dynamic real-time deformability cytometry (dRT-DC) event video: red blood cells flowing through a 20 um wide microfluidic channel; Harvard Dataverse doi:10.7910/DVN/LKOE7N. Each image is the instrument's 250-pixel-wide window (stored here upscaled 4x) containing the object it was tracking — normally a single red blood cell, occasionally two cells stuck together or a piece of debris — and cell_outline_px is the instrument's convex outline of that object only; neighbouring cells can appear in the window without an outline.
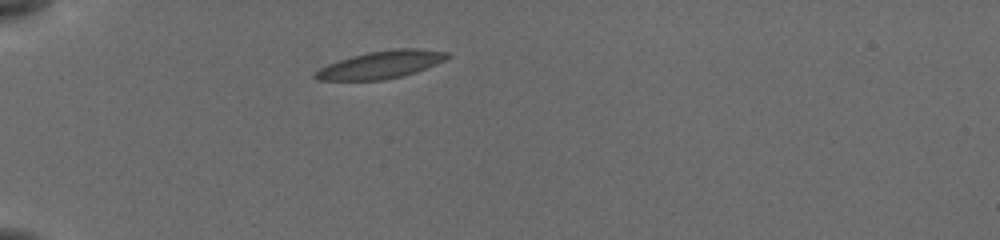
{"species": "common noctule bat (a hibernating species)", "species_latin": "Nyctalus noctula", "temperature_condition": "cold", "stored_images_in_passage": 39, "camera_frame_rate_fps": 3000, "um_per_image_px": 0.085, "animal": {"sex": "female", "body_mass_g": 19.5, "forearm_length_mm": 54.1}, "frame": {"image": 1, "passage_image": 1, "time_ms": 0.0, "image_size_px": [1000, 240], "cell_outline_px": [[452, 56], [444, 60], [416, 72], [384, 80], [316, 80], [312, 76], [320, 68], [328, 64], [352, 56], [368, 52], [396, 48], [412, 48], [448, 52]], "centroid_in_image_um": [32.38, 5.5], "position_along_channel_um": 52.6, "area_um2": 20.98}}
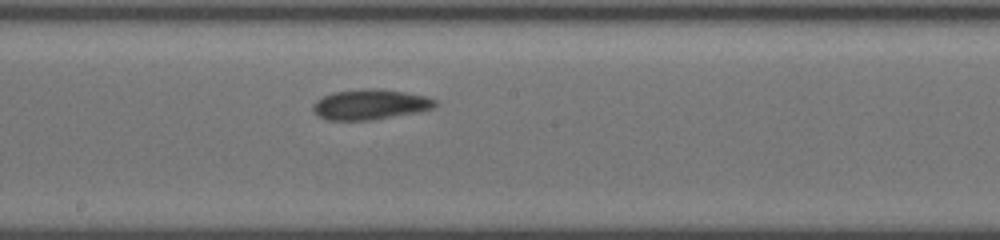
{"frame": {"image": 2, "passage_image": 16, "time_ms": 5.0, "image_size_px": [1000, 240], "cell_outline_px": [[436, 104], [432, 108], [416, 112], [372, 120], [328, 120], [316, 116], [312, 108], [312, 104], [316, 100], [332, 92], [364, 88], [380, 88], [404, 92], [424, 96], [436, 100]], "centroid_in_image_um": [31.4, 8.87], "position_along_channel_um": 216.8, "area_um2": 21.56}}
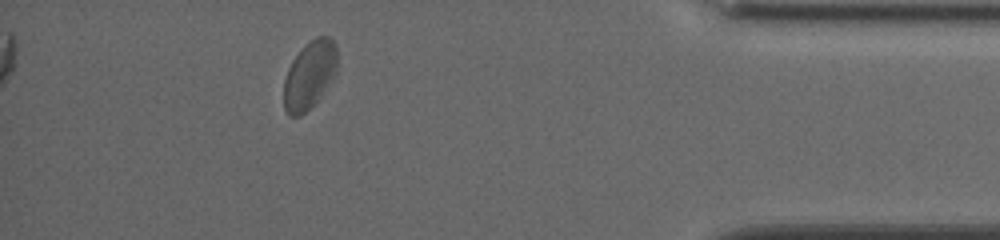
{"frame": {"image": 3, "passage_image": 34, "time_ms": 11.0, "image_size_px": [1000, 240], "cell_outline_px": [[336, 72], [316, 100], [300, 116], [288, 116], [284, 108], [284, 80], [288, 68], [292, 60], [316, 36], [328, 36], [336, 44]], "centroid_in_image_um": [26.28, 6.37], "position_along_channel_um": 408.9, "area_um2": 20.46}, "authors_computed_cell_mechanics": {"area_um2": 20.9814, "velocity_mm_per_s": 3.799, "shape_relaxation_time_tau1_ms": 3.9899, "shape_relaxation_time_tau2_ms": 7.1474, "deformation_change_tau1": 0.061, "deformation_change_tau2": 0.1222}}